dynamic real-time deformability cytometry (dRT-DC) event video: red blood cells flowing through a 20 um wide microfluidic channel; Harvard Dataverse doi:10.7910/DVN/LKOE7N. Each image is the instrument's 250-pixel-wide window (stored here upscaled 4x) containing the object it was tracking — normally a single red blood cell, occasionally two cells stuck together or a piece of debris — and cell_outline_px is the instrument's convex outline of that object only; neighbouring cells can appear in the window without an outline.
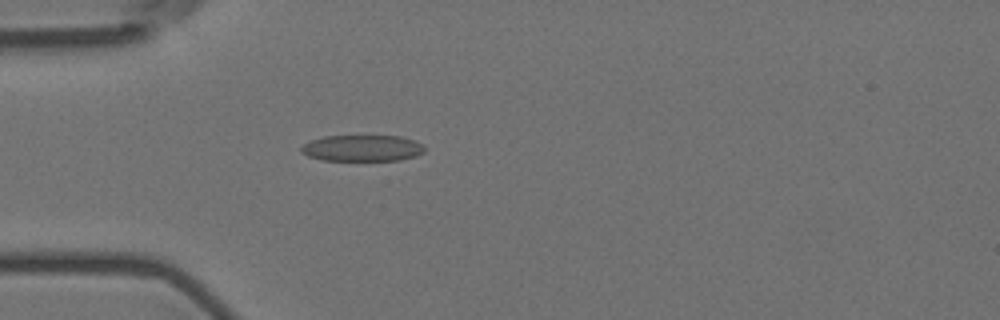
{"species": "Egyptian fruit bat (a non-hibernating species)", "species_latin": "Rousettus aegyptiacus", "temperature_condition": "room temperature", "stored_images_in_passage": 57, "camera_frame_rate_fps": 3000, "um_per_image_px": 0.085, "animal": {"sex": "female"}, "frame": {"image": 1, "passage_image": 17, "time_ms": 5.333, "image_size_px": [1000, 320], "cell_outline_px": [[424, 152], [416, 156], [400, 160], [324, 160], [308, 156], [300, 152], [300, 148], [304, 144], [312, 140], [324, 136], [400, 136], [424, 144]], "centroid_in_image_um": [30.8, 12.59], "position_along_channel_um": 54.2, "area_um2": 18.84}}
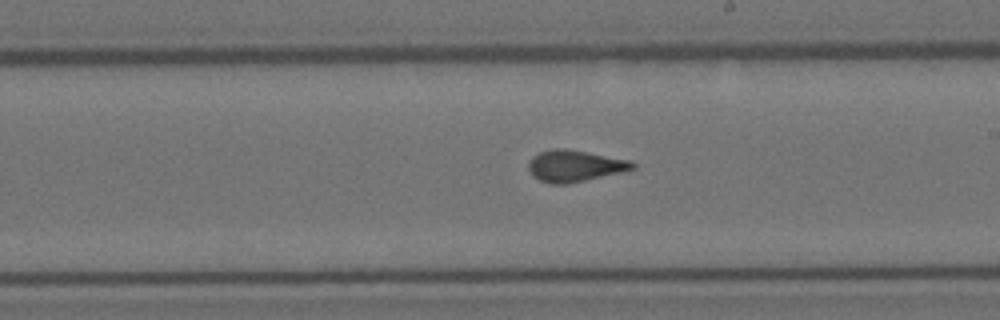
{"frame": {"image": 2, "passage_image": 33, "time_ms": 10.667, "image_size_px": [1000, 320], "cell_outline_px": [[636, 168], [620, 172], [568, 184], [552, 184], [540, 180], [532, 176], [528, 168], [528, 160], [532, 156], [540, 152], [552, 148], [568, 148], [632, 160], [636, 164]], "centroid_in_image_um": [48.84, 14.08], "position_along_channel_um": 240.2, "area_um2": 19.36}}
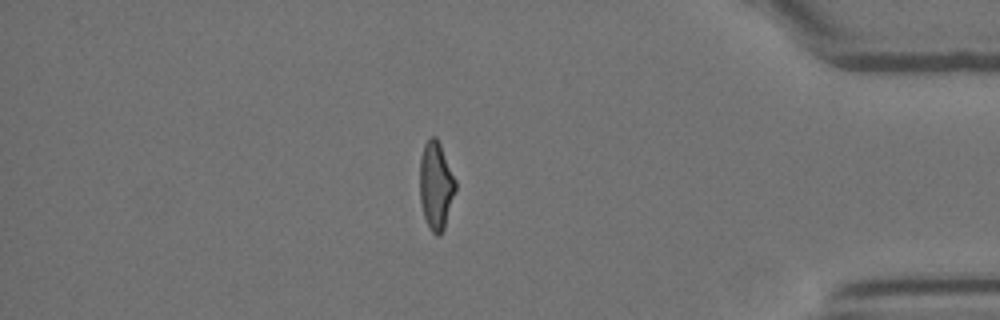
{"frame": {"image": 3, "passage_image": 49, "time_ms": 16.0, "image_size_px": [1000, 320], "cell_outline_px": [[456, 188], [444, 228], [440, 236], [436, 236], [428, 228], [424, 216], [420, 200], [420, 156], [424, 144], [428, 136], [436, 136], [440, 144], [456, 180]], "centroid_in_image_um": [37.04, 15.76], "position_along_channel_um": 398.2, "area_um2": 18.38}, "authors_computed_cell_mechanics": {"area_um2": 19.0162, "velocity_mm_per_s": 3.6041, "shape_relaxation_time_tau1_ms": null, "shape_relaxation_time_tau2_ms": 1.0309, "deformation_change_tau1": null, "deformation_change_tau2": 0.0557}}